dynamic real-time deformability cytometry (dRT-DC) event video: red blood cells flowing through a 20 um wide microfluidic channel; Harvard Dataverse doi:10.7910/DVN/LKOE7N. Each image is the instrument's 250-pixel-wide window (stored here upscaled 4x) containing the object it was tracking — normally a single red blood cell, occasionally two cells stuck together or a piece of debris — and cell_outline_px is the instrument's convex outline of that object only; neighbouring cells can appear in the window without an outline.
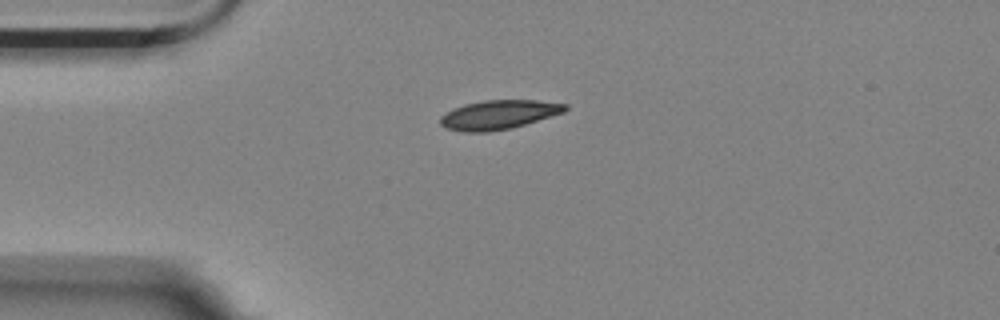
{"species": "Egyptian fruit bat (a non-hibernating species)", "species_latin": "Rousettus aegyptiacus", "temperature_condition": "room temperature", "stored_images_in_passage": 4, "camera_frame_rate_fps": 3000, "um_per_image_px": 0.085, "animal": {"sex": "female"}, "frame": {"image": 1, "passage_image": 4, "time_ms": 1.0, "image_size_px": [1000, 320], "cell_outline_px": [[568, 108], [564, 112], [512, 128], [488, 132], [464, 132], [448, 128], [440, 124], [440, 116], [452, 108], [464, 104], [484, 100], [536, 100], [568, 104]], "centroid_in_image_um": [42.38, 9.74], "position_along_channel_um": 42.6, "area_um2": 21.21}}